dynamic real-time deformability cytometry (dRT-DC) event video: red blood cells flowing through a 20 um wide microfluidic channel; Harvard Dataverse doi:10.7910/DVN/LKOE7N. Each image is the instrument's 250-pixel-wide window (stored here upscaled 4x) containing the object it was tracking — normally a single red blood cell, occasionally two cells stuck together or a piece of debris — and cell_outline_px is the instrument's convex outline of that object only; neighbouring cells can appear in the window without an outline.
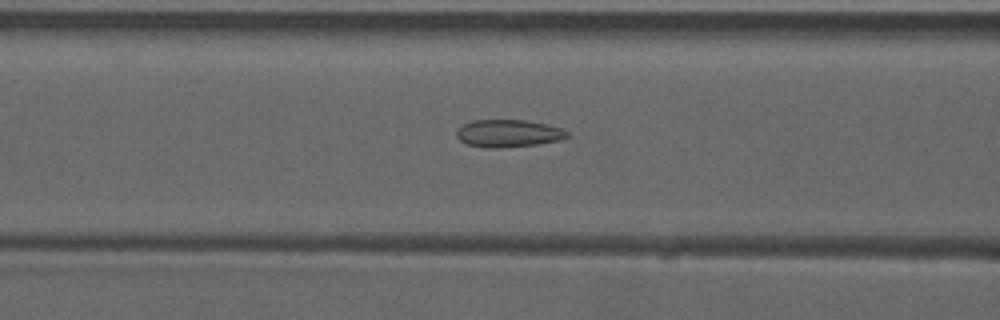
{"species": "common noctule bat (a hibernating species)", "species_latin": "Nyctalus noctula", "temperature_condition": "warm", "stored_images_in_passage": 39, "camera_frame_rate_fps": 3000, "um_per_image_px": 0.085, "animal": {"sex": "male", "forearm_length_mm": 52.5}, "frame": {"image": 1, "passage_image": 22, "time_ms": 7.0, "image_size_px": [1000, 320], "cell_outline_px": [[568, 136], [564, 140], [536, 144], [496, 148], [484, 148], [468, 144], [460, 140], [456, 136], [456, 132], [464, 124], [472, 120], [528, 120], [548, 124], [560, 128], [568, 132]], "centroid_in_image_um": [43.23, 11.33], "position_along_channel_um": 123.4, "area_um2": 17.74}}
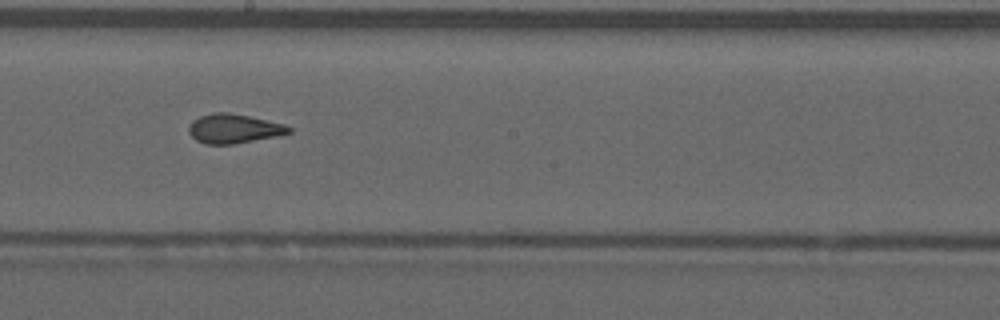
{"frame": {"image": 2, "passage_image": 30, "time_ms": 9.667, "image_size_px": [1000, 320], "cell_outline_px": [[292, 132], [280, 136], [232, 144], [204, 144], [196, 140], [188, 132], [188, 128], [192, 120], [200, 116], [212, 112], [228, 112], [248, 116], [284, 124], [292, 128]], "centroid_in_image_um": [19.87, 10.93], "position_along_channel_um": 228.3, "area_um2": 17.17}}
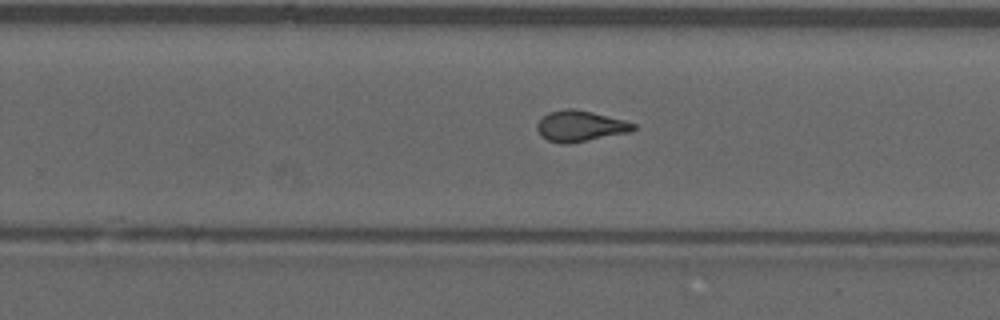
{"frame": {"image": 3, "passage_image": 34, "time_ms": 11.0, "image_size_px": [1000, 320], "cell_outline_px": [[636, 128], [632, 132], [568, 144], [564, 144], [548, 140], [540, 136], [536, 128], [536, 124], [548, 112], [564, 108], [572, 108], [592, 112], [624, 120], [636, 124]], "centroid_in_image_um": [49.32, 10.72], "position_along_channel_um": 280.5, "area_um2": 17.46}}